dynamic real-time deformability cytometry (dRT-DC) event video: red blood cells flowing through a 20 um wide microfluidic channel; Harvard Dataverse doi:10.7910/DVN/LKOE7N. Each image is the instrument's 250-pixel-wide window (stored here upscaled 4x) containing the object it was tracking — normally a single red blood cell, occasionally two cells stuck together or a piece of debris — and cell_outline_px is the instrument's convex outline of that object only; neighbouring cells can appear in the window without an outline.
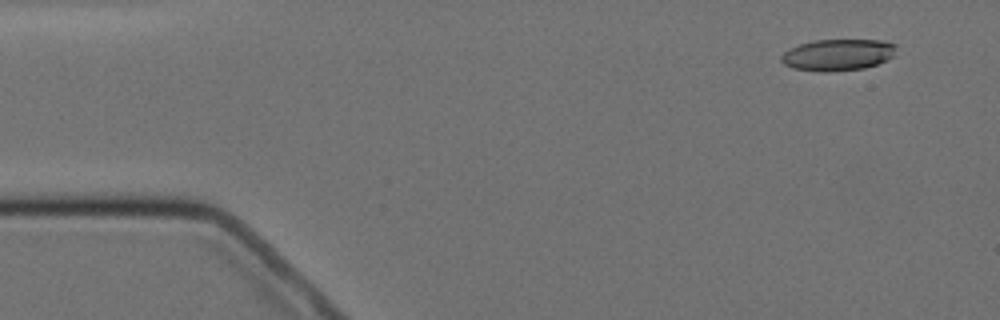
{"species": "Egyptian fruit bat (a non-hibernating species)", "species_latin": "Rousettus aegyptiacus", "temperature_condition": "cold", "stored_images_in_passage": 4, "camera_frame_rate_fps": 3000, "um_per_image_px": 0.085, "animal": {"sex": "female"}, "frame": {"image": 1, "passage_image": 1, "time_ms": 0.0, "image_size_px": [1000, 320], "cell_outline_px": [[896, 44], [892, 56], [876, 64], [864, 68], [828, 72], [820, 72], [792, 68], [784, 64], [780, 60], [780, 56], [788, 48], [800, 44], [816, 40], [884, 40]], "centroid_in_image_um": [71.16, 4.66], "position_along_channel_um": 13.8, "area_um2": 21.1}}
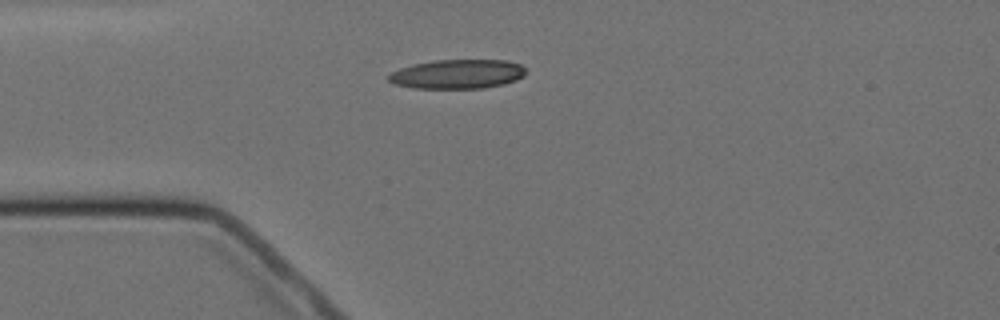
{"frame": {"image": 2, "passage_image": 4, "time_ms": 3.333, "image_size_px": [1000, 320], "cell_outline_px": [[528, 72], [524, 76], [516, 80], [504, 84], [484, 88], [412, 88], [392, 84], [388, 80], [388, 76], [392, 72], [400, 68], [412, 64], [436, 60], [508, 60], [520, 64]], "centroid_in_image_um": [38.89, 6.3], "position_along_channel_um": 46.1, "area_um2": 23.58}}